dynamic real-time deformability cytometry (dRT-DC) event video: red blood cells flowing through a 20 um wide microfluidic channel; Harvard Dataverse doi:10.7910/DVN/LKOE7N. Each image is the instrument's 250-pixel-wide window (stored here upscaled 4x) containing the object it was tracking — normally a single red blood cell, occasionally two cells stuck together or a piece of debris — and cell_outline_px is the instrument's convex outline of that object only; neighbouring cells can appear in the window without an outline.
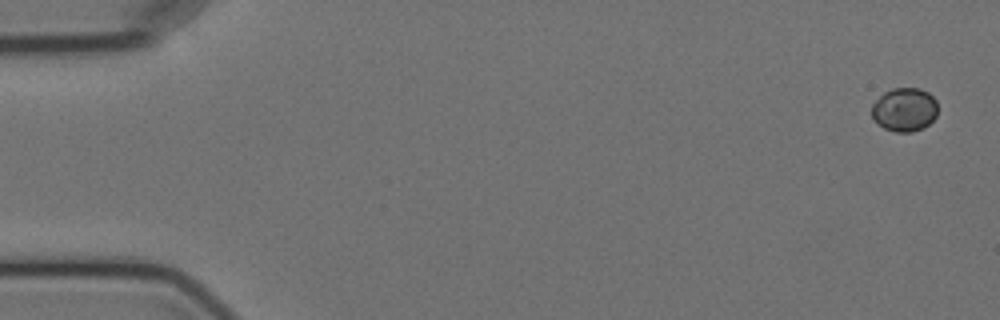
{"species": "Egyptian fruit bat (a non-hibernating species)", "species_latin": "Rousettus aegyptiacus", "temperature_condition": "cold", "stored_images_in_passage": 5, "camera_frame_rate_fps": 3000, "um_per_image_px": 0.085, "animal": {"sex": "female"}, "frame": {"image": 1, "passage_image": 1, "time_ms": 0.0, "image_size_px": [1000, 320], "cell_outline_px": [[936, 116], [928, 124], [912, 132], [896, 132], [884, 128], [872, 116], [872, 104], [884, 92], [892, 88], [920, 88], [928, 92], [936, 100]], "centroid_in_image_um": [76.88, 9.3], "position_along_channel_um": 8.1, "area_um2": 16.59}}
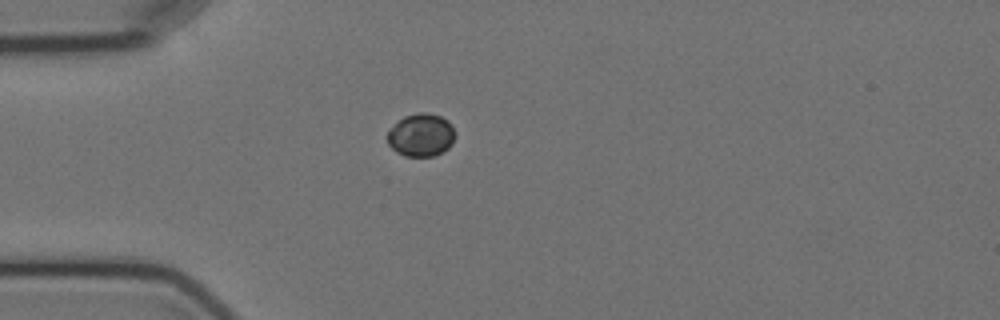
{"frame": {"image": 2, "passage_image": 5, "time_ms": 4.667, "image_size_px": [1000, 320], "cell_outline_px": [[452, 144], [444, 152], [432, 156], [404, 156], [396, 152], [388, 144], [388, 132], [404, 116], [420, 112], [428, 112], [440, 116], [448, 120], [452, 124]], "centroid_in_image_um": [35.79, 11.48], "position_along_channel_um": 49.2, "area_um2": 16.7}}